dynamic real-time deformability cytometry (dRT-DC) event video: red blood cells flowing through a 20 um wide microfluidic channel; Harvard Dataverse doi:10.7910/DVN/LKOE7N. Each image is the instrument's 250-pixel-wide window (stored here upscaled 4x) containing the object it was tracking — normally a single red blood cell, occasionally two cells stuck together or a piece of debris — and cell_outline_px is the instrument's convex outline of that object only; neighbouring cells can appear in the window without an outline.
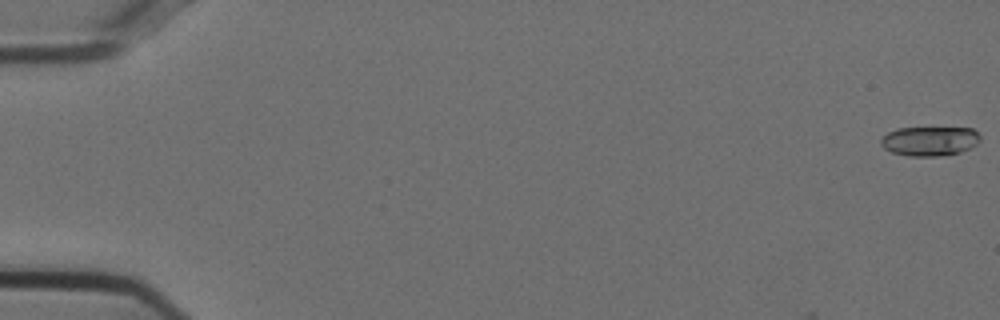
{"species": "Egyptian fruit bat (a non-hibernating species)", "species_latin": "Rousettus aegyptiacus", "temperature_condition": "cold", "stored_images_in_passage": 13, "camera_frame_rate_fps": 3000, "um_per_image_px": 0.085, "animal": {"sex": "female"}, "frame": {"image": 1, "passage_image": 1, "time_ms": 0.0, "image_size_px": [1000, 320], "cell_outline_px": [[980, 140], [976, 144], [960, 152], [940, 156], [908, 156], [892, 152], [884, 148], [880, 144], [880, 140], [888, 132], [896, 128], [972, 128], [980, 136]], "centroid_in_image_um": [78.99, 11.99], "position_along_channel_um": 6.0, "area_um2": 16.94}}
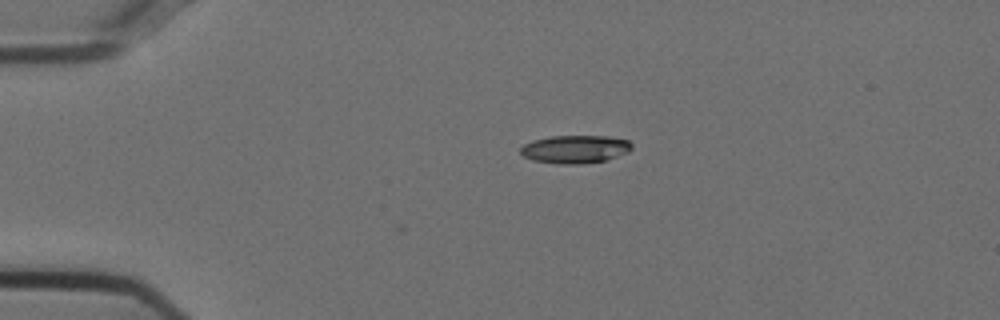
{"frame": {"image": 2, "passage_image": 13, "time_ms": 4.0, "image_size_px": [1000, 320], "cell_outline_px": [[632, 148], [628, 152], [604, 160], [580, 164], [560, 164], [532, 160], [524, 156], [520, 152], [520, 148], [524, 144], [532, 140], [552, 136], [608, 136], [628, 140], [632, 144]], "centroid_in_image_um": [48.87, 12.67], "position_along_channel_um": 36.1, "area_um2": 18.09}}